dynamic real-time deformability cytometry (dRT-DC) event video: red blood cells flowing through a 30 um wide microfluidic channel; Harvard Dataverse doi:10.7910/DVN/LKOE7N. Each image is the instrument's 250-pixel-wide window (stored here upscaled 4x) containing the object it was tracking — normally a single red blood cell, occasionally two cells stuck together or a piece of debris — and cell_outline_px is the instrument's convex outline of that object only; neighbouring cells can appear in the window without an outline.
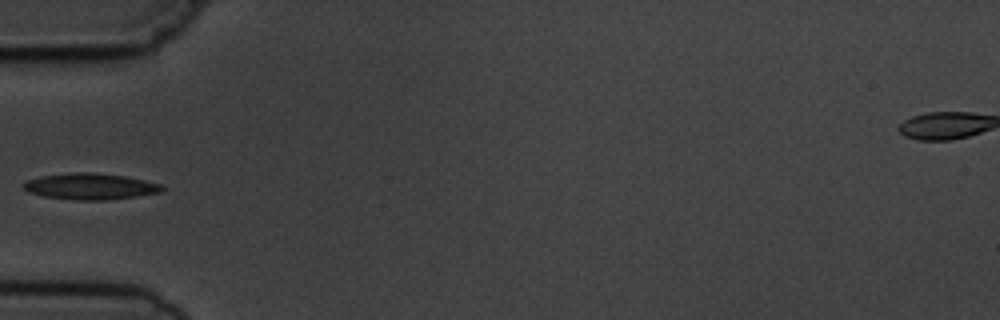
{"species": "common noctule bat (a hibernating species)", "species_latin": "Nyctalus noctula", "temperature_condition": "cold", "stored_images_in_passage": 6, "camera_frame_rate_fps": 3000, "um_per_image_px": 0.085, "animal": {"sex": "male", "body_mass_g": 19.5, "forearm_length_mm": 54.6}, "frame": {"image": 1, "passage_image": 5, "time_ms": 5.667, "image_size_px": [1000, 320], "cell_outline_px": [[168, 188], [160, 192], [136, 196], [108, 200], [72, 200], [44, 196], [28, 192], [24, 188], [24, 184], [28, 180], [40, 176], [72, 172], [92, 172], [124, 176], [144, 180], [160, 184]], "centroid_in_image_um": [7.69, 15.84], "position_along_channel_um": 77.3, "area_um2": 21.15}}
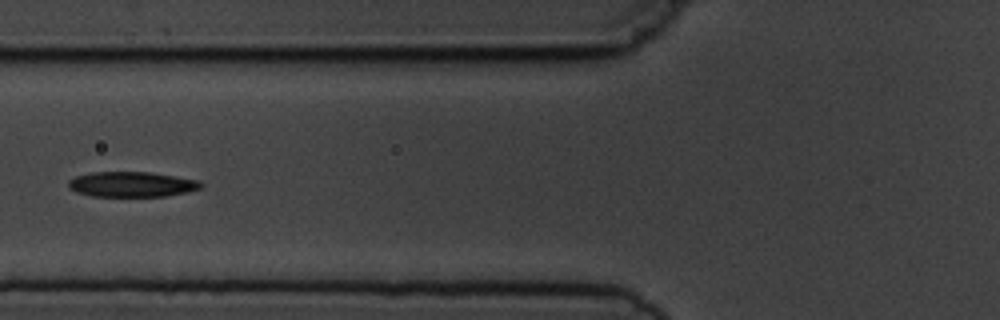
{"frame": {"image": 2, "passage_image": 6, "time_ms": 6.667, "image_size_px": [1000, 320], "cell_outline_px": [[204, 184], [200, 188], [188, 192], [164, 196], [92, 196], [76, 192], [68, 188], [68, 180], [76, 176], [92, 172], [148, 172], [176, 176], [200, 180]], "centroid_in_image_um": [11.2, 15.66], "position_along_channel_um": 114.6, "area_um2": 19.54}}